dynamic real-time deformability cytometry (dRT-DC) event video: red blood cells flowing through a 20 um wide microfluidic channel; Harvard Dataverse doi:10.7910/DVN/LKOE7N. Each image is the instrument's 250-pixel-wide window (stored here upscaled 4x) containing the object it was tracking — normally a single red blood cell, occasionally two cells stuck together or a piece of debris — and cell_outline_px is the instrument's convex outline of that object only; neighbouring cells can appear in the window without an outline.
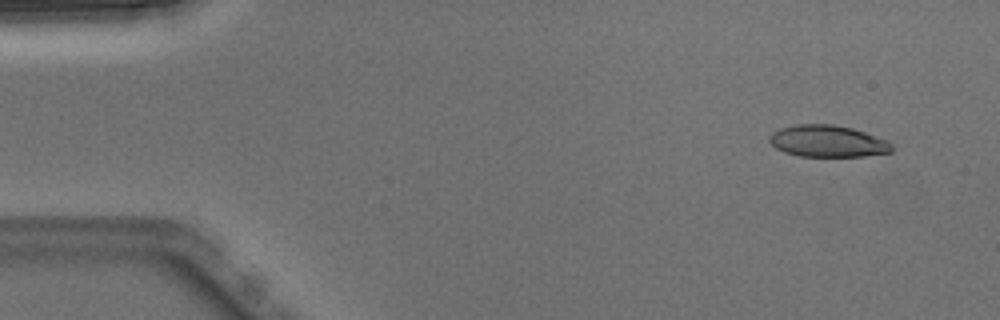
{"species": "Egyptian fruit bat (a non-hibernating species)", "species_latin": "Rousettus aegyptiacus", "temperature_condition": "warm", "stored_images_in_passage": 5, "camera_frame_rate_fps": 3000, "um_per_image_px": 0.085, "animal": {"sex": "male"}, "frame": {"image": 1, "passage_image": 1, "time_ms": 0.0, "image_size_px": [1000, 320], "cell_outline_px": [[892, 152], [864, 156], [800, 156], [784, 152], [776, 148], [768, 140], [768, 136], [772, 132], [780, 128], [796, 124], [832, 124], [852, 128], [888, 140], [892, 144]], "centroid_in_image_um": [70.34, 11.99], "position_along_channel_um": 14.7, "area_um2": 22.72}}